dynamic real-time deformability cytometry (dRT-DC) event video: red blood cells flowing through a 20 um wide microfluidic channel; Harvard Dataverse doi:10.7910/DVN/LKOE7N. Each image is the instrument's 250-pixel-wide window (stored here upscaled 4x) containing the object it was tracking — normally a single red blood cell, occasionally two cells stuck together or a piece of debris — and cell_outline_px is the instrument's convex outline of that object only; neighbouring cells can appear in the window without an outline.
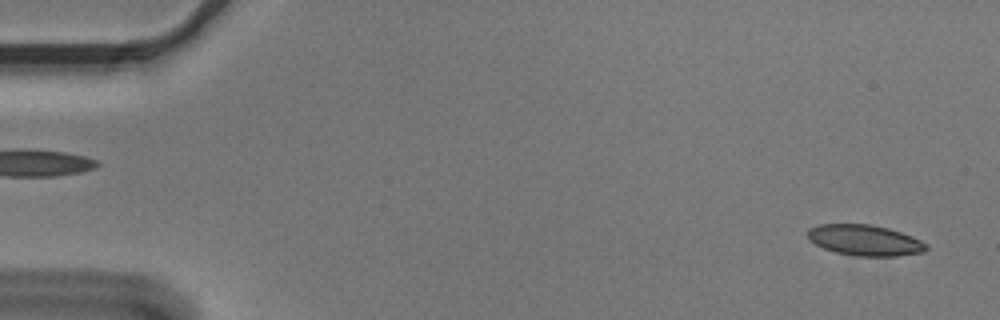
{"species": "Egyptian fruit bat (a non-hibernating species)", "species_latin": "Rousettus aegyptiacus", "temperature_condition": "cold", "stored_images_in_passage": 5, "segment_of_instrument_passage": [2, 2], "camera_frame_rate_fps": 3000, "um_per_image_px": 0.085, "animal": {"sex": "male"}, "frame": {"image": 1, "passage_image": 5, "time_ms": 1.333, "image_size_px": [1000, 320], "cell_outline_px": [[928, 248], [924, 252], [896, 256], [856, 256], [836, 252], [824, 248], [808, 240], [808, 228], [820, 224], [872, 224], [888, 228], [912, 236], [928, 244]], "centroid_in_image_um": [73.52, 20.42], "position_along_channel_um": 11.5, "area_um2": 21.33}}